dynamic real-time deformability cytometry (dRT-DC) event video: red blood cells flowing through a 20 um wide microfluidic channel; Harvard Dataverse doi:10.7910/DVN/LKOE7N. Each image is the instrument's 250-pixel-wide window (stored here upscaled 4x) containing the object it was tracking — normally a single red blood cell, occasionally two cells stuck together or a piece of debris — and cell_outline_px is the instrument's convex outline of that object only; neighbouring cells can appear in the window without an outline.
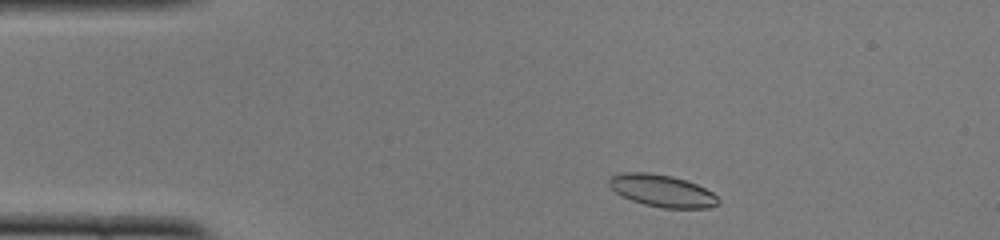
{"species": "common noctule bat (a hibernating species)", "species_latin": "Nyctalus noctula", "temperature_condition": "cold", "stored_images_in_passage": 44, "camera_frame_rate_fps": 3000, "um_per_image_px": 0.085, "animal": {"sex": "female", "body_mass_g": 22.0, "forearm_length_mm": 56.7}, "frame": {"image": 1, "passage_image": 3, "time_ms": 0.667, "image_size_px": [1000, 240], "cell_outline_px": [[720, 204], [708, 208], [664, 208], [644, 204], [620, 196], [608, 184], [608, 180], [616, 172], [648, 172], [672, 176], [696, 184], [712, 192], [720, 200]], "centroid_in_image_um": [56.25, 16.21], "position_along_channel_um": 28.7, "area_um2": 20.52}}
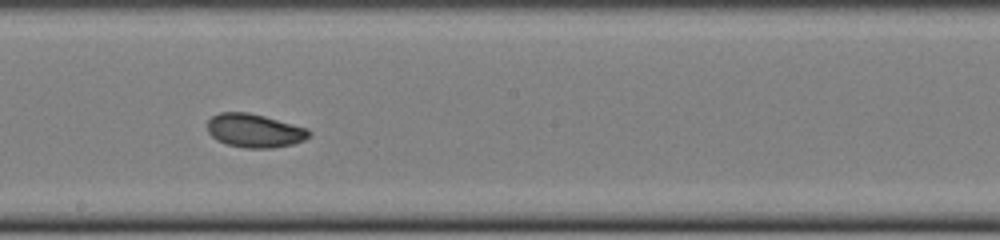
{"frame": {"image": 2, "passage_image": 22, "time_ms": 7.0, "image_size_px": [1000, 240], "cell_outline_px": [[312, 132], [304, 140], [292, 144], [272, 148], [244, 148], [228, 144], [216, 140], [208, 132], [208, 120], [212, 116], [220, 112], [248, 112], [264, 116], [308, 128]], "centroid_in_image_um": [21.63, 11.1], "position_along_channel_um": 226.6, "area_um2": 19.88}}
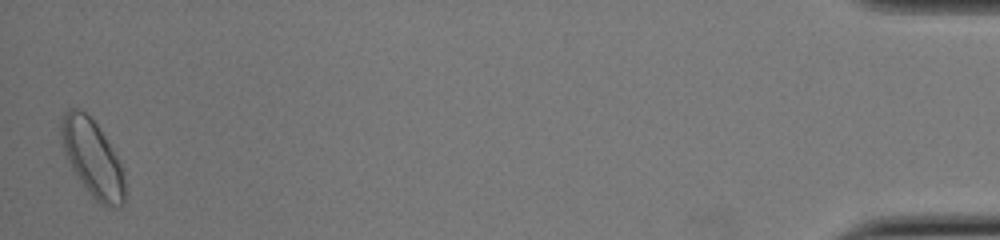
{"frame": {"image": 3, "passage_image": 44, "time_ms": 14.333, "image_size_px": [1000, 240], "cell_outline_px": [[124, 204], [120, 208], [108, 208], [100, 204], [88, 192], [72, 168], [64, 152], [60, 132], [60, 124], [64, 112], [68, 108], [80, 108], [96, 124], [112, 148], [124, 172]], "centroid_in_image_um": [7.86, 13.47], "position_along_channel_um": 427.3, "area_um2": 28.26}, "authors_computed_cell_mechanics": {"area_um2": 20.3167, "velocity_mm_per_s": 3.966, "shape_relaxation_time_tau1_ms": 2.4475, "shape_relaxation_time_tau2_ms": 4.9211, "deformation_change_tau1": 0.098, "deformation_change_tau2": 0.0684}}